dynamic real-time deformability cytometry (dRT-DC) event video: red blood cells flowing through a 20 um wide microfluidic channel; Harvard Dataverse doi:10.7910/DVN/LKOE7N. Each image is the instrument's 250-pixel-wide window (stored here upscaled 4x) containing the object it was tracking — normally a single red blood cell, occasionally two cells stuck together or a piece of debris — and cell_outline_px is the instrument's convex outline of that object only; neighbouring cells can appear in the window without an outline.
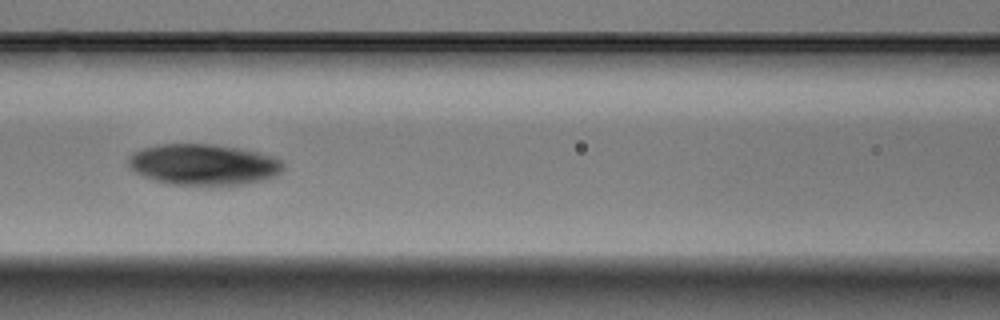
{"species": "Egyptian fruit bat (a non-hibernating species)", "species_latin": "Rousettus aegyptiacus", "temperature_condition": "warm", "stored_images_in_passage": 11, "camera_frame_rate_fps": 3000, "um_per_image_px": 0.085, "animal": {"sex": "male"}, "frame": {"image": 1, "passage_image": 7, "time_ms": 2.0, "image_size_px": [1000, 320], "cell_outline_px": [[284, 168], [276, 176], [264, 180], [244, 184], [168, 184], [144, 176], [136, 172], [128, 164], [128, 156], [132, 152], [144, 148], [160, 144], [216, 144], [240, 148], [260, 152], [276, 156], [284, 164]], "centroid_in_image_um": [17.34, 13.97], "position_along_channel_um": 149.3, "area_um2": 37.05}}
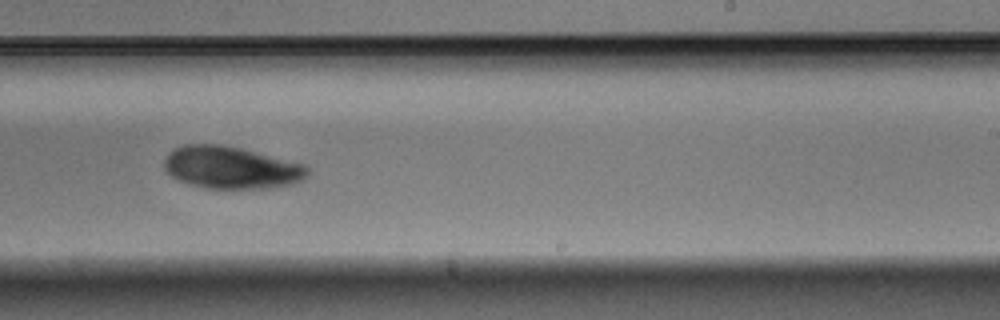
{"frame": {"image": 2, "passage_image": 10, "time_ms": 3.0, "image_size_px": [1000, 320], "cell_outline_px": [[308, 176], [304, 180], [292, 184], [272, 188], [204, 188], [188, 184], [172, 176], [164, 168], [164, 160], [168, 152], [172, 148], [184, 144], [220, 144], [240, 148], [304, 164], [308, 168]], "centroid_in_image_um": [19.63, 14.24], "position_along_channel_um": 269.4, "area_um2": 35.43}}
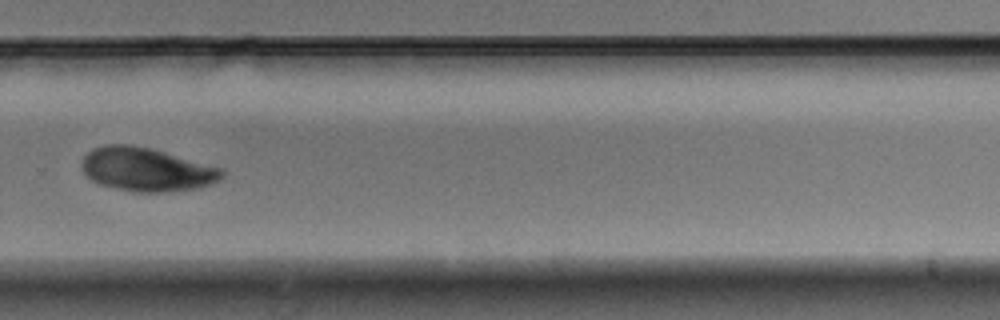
{"frame": {"image": 3, "passage_image": 11, "time_ms": 3.333, "image_size_px": [1000, 320], "cell_outline_px": [[224, 176], [220, 180], [200, 188], [168, 192], [132, 192], [100, 184], [92, 180], [84, 172], [80, 164], [84, 156], [88, 152], [96, 148], [108, 144], [128, 144], [152, 148], [224, 168]], "centroid_in_image_um": [12.5, 14.41], "position_along_channel_um": 317.3, "area_um2": 35.89}}